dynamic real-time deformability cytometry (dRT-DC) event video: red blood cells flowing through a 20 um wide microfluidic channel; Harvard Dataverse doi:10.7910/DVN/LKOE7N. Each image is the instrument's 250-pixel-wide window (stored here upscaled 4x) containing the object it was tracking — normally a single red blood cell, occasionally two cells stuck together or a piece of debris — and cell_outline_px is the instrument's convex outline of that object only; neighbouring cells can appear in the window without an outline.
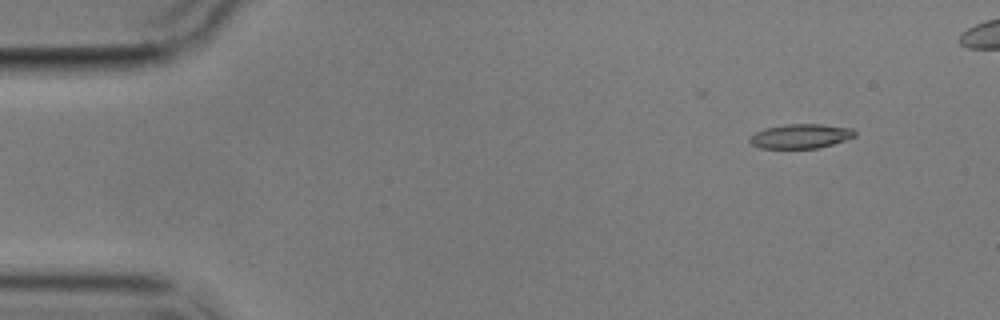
{"species": "common noctule bat (a hibernating species)", "species_latin": "Nyctalus noctula", "temperature_condition": "cold", "stored_images_in_passage": 5, "camera_frame_rate_fps": 3000, "um_per_image_px": 0.085, "animal": {"sex": "male", "body_mass_g": 17.9}, "frame": {"image": 1, "passage_image": 1, "time_ms": 0.0, "image_size_px": [1000, 320], "cell_outline_px": [[856, 136], [832, 144], [816, 148], [760, 148], [752, 144], [748, 140], [748, 136], [764, 128], [784, 124], [820, 124], [852, 128], [856, 132]], "centroid_in_image_um": [68.02, 11.56], "position_along_channel_um": 17.0, "area_um2": 14.97}}